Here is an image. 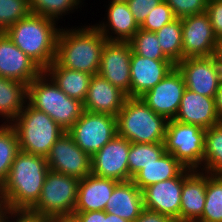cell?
<instances>
[{"instance_id": "cell-1", "label": "cell", "mask_w": 222, "mask_h": 222, "mask_svg": "<svg viewBox=\"0 0 222 222\" xmlns=\"http://www.w3.org/2000/svg\"><path fill=\"white\" fill-rule=\"evenodd\" d=\"M48 171L46 157L20 150L0 186V203L12 211H29L40 197Z\"/></svg>"}, {"instance_id": "cell-2", "label": "cell", "mask_w": 222, "mask_h": 222, "mask_svg": "<svg viewBox=\"0 0 222 222\" xmlns=\"http://www.w3.org/2000/svg\"><path fill=\"white\" fill-rule=\"evenodd\" d=\"M76 26L60 28L55 61L61 67L96 75L108 40L94 25Z\"/></svg>"}, {"instance_id": "cell-3", "label": "cell", "mask_w": 222, "mask_h": 222, "mask_svg": "<svg viewBox=\"0 0 222 222\" xmlns=\"http://www.w3.org/2000/svg\"><path fill=\"white\" fill-rule=\"evenodd\" d=\"M51 18L30 13L10 26L5 34L43 71L55 60L61 26Z\"/></svg>"}, {"instance_id": "cell-4", "label": "cell", "mask_w": 222, "mask_h": 222, "mask_svg": "<svg viewBox=\"0 0 222 222\" xmlns=\"http://www.w3.org/2000/svg\"><path fill=\"white\" fill-rule=\"evenodd\" d=\"M27 102L68 131L84 112L83 102L67 96L43 71L27 86Z\"/></svg>"}, {"instance_id": "cell-5", "label": "cell", "mask_w": 222, "mask_h": 222, "mask_svg": "<svg viewBox=\"0 0 222 222\" xmlns=\"http://www.w3.org/2000/svg\"><path fill=\"white\" fill-rule=\"evenodd\" d=\"M116 118L117 135L131 143L164 142L168 120L141 98L127 97Z\"/></svg>"}, {"instance_id": "cell-6", "label": "cell", "mask_w": 222, "mask_h": 222, "mask_svg": "<svg viewBox=\"0 0 222 222\" xmlns=\"http://www.w3.org/2000/svg\"><path fill=\"white\" fill-rule=\"evenodd\" d=\"M10 124L17 132L21 151L44 157L66 132L47 113L33 108L28 102Z\"/></svg>"}, {"instance_id": "cell-7", "label": "cell", "mask_w": 222, "mask_h": 222, "mask_svg": "<svg viewBox=\"0 0 222 222\" xmlns=\"http://www.w3.org/2000/svg\"><path fill=\"white\" fill-rule=\"evenodd\" d=\"M80 179L49 170L37 203L28 211L55 221L72 218Z\"/></svg>"}, {"instance_id": "cell-8", "label": "cell", "mask_w": 222, "mask_h": 222, "mask_svg": "<svg viewBox=\"0 0 222 222\" xmlns=\"http://www.w3.org/2000/svg\"><path fill=\"white\" fill-rule=\"evenodd\" d=\"M206 130L196 125L169 120L164 139L165 152L184 167L200 170L203 164Z\"/></svg>"}, {"instance_id": "cell-9", "label": "cell", "mask_w": 222, "mask_h": 222, "mask_svg": "<svg viewBox=\"0 0 222 222\" xmlns=\"http://www.w3.org/2000/svg\"><path fill=\"white\" fill-rule=\"evenodd\" d=\"M67 132L78 147L93 156L117 135V118L84 110Z\"/></svg>"}, {"instance_id": "cell-10", "label": "cell", "mask_w": 222, "mask_h": 222, "mask_svg": "<svg viewBox=\"0 0 222 222\" xmlns=\"http://www.w3.org/2000/svg\"><path fill=\"white\" fill-rule=\"evenodd\" d=\"M175 67L182 74L187 89L215 98L222 81V71L214 56L185 58Z\"/></svg>"}, {"instance_id": "cell-11", "label": "cell", "mask_w": 222, "mask_h": 222, "mask_svg": "<svg viewBox=\"0 0 222 222\" xmlns=\"http://www.w3.org/2000/svg\"><path fill=\"white\" fill-rule=\"evenodd\" d=\"M49 170L83 179L91 174V156L76 145L72 136L64 132L46 156Z\"/></svg>"}, {"instance_id": "cell-12", "label": "cell", "mask_w": 222, "mask_h": 222, "mask_svg": "<svg viewBox=\"0 0 222 222\" xmlns=\"http://www.w3.org/2000/svg\"><path fill=\"white\" fill-rule=\"evenodd\" d=\"M183 59L212 57L218 38L206 12L181 18Z\"/></svg>"}, {"instance_id": "cell-13", "label": "cell", "mask_w": 222, "mask_h": 222, "mask_svg": "<svg viewBox=\"0 0 222 222\" xmlns=\"http://www.w3.org/2000/svg\"><path fill=\"white\" fill-rule=\"evenodd\" d=\"M131 142L116 135L91 156V174L119 182L129 181L128 153Z\"/></svg>"}, {"instance_id": "cell-14", "label": "cell", "mask_w": 222, "mask_h": 222, "mask_svg": "<svg viewBox=\"0 0 222 222\" xmlns=\"http://www.w3.org/2000/svg\"><path fill=\"white\" fill-rule=\"evenodd\" d=\"M132 49L129 42L107 41L98 74L130 97Z\"/></svg>"}, {"instance_id": "cell-15", "label": "cell", "mask_w": 222, "mask_h": 222, "mask_svg": "<svg viewBox=\"0 0 222 222\" xmlns=\"http://www.w3.org/2000/svg\"><path fill=\"white\" fill-rule=\"evenodd\" d=\"M185 88L183 76L175 67L140 98L158 115L165 117L168 121L174 120Z\"/></svg>"}, {"instance_id": "cell-16", "label": "cell", "mask_w": 222, "mask_h": 222, "mask_svg": "<svg viewBox=\"0 0 222 222\" xmlns=\"http://www.w3.org/2000/svg\"><path fill=\"white\" fill-rule=\"evenodd\" d=\"M184 170L175 178L160 181L142 190L145 209L159 212L180 222L181 192Z\"/></svg>"}, {"instance_id": "cell-17", "label": "cell", "mask_w": 222, "mask_h": 222, "mask_svg": "<svg viewBox=\"0 0 222 222\" xmlns=\"http://www.w3.org/2000/svg\"><path fill=\"white\" fill-rule=\"evenodd\" d=\"M43 70L23 53L5 34L0 33V76L20 81L27 86Z\"/></svg>"}, {"instance_id": "cell-18", "label": "cell", "mask_w": 222, "mask_h": 222, "mask_svg": "<svg viewBox=\"0 0 222 222\" xmlns=\"http://www.w3.org/2000/svg\"><path fill=\"white\" fill-rule=\"evenodd\" d=\"M175 68L170 60H152L132 51L130 97L140 98Z\"/></svg>"}, {"instance_id": "cell-19", "label": "cell", "mask_w": 222, "mask_h": 222, "mask_svg": "<svg viewBox=\"0 0 222 222\" xmlns=\"http://www.w3.org/2000/svg\"><path fill=\"white\" fill-rule=\"evenodd\" d=\"M174 120L208 129L221 123L215 98L203 96L185 88Z\"/></svg>"}, {"instance_id": "cell-20", "label": "cell", "mask_w": 222, "mask_h": 222, "mask_svg": "<svg viewBox=\"0 0 222 222\" xmlns=\"http://www.w3.org/2000/svg\"><path fill=\"white\" fill-rule=\"evenodd\" d=\"M126 98L123 91L96 74L90 79L83 107L85 111L117 116Z\"/></svg>"}, {"instance_id": "cell-21", "label": "cell", "mask_w": 222, "mask_h": 222, "mask_svg": "<svg viewBox=\"0 0 222 222\" xmlns=\"http://www.w3.org/2000/svg\"><path fill=\"white\" fill-rule=\"evenodd\" d=\"M207 172L184 169L180 222H196L203 214L206 200Z\"/></svg>"}, {"instance_id": "cell-22", "label": "cell", "mask_w": 222, "mask_h": 222, "mask_svg": "<svg viewBox=\"0 0 222 222\" xmlns=\"http://www.w3.org/2000/svg\"><path fill=\"white\" fill-rule=\"evenodd\" d=\"M106 17L93 24L108 41L128 42L140 29L127 2H108ZM107 18V19H106Z\"/></svg>"}, {"instance_id": "cell-23", "label": "cell", "mask_w": 222, "mask_h": 222, "mask_svg": "<svg viewBox=\"0 0 222 222\" xmlns=\"http://www.w3.org/2000/svg\"><path fill=\"white\" fill-rule=\"evenodd\" d=\"M119 181L93 174L80 179L74 212L105 211L114 187Z\"/></svg>"}, {"instance_id": "cell-24", "label": "cell", "mask_w": 222, "mask_h": 222, "mask_svg": "<svg viewBox=\"0 0 222 222\" xmlns=\"http://www.w3.org/2000/svg\"><path fill=\"white\" fill-rule=\"evenodd\" d=\"M144 209L142 191L132 180L119 182L107 201L106 213L134 222Z\"/></svg>"}, {"instance_id": "cell-25", "label": "cell", "mask_w": 222, "mask_h": 222, "mask_svg": "<svg viewBox=\"0 0 222 222\" xmlns=\"http://www.w3.org/2000/svg\"><path fill=\"white\" fill-rule=\"evenodd\" d=\"M44 72L67 96L84 102L92 75L61 67L55 60Z\"/></svg>"}, {"instance_id": "cell-26", "label": "cell", "mask_w": 222, "mask_h": 222, "mask_svg": "<svg viewBox=\"0 0 222 222\" xmlns=\"http://www.w3.org/2000/svg\"><path fill=\"white\" fill-rule=\"evenodd\" d=\"M185 168L172 154L165 152L155 162L144 166L132 181L142 191L152 184L177 177Z\"/></svg>"}, {"instance_id": "cell-27", "label": "cell", "mask_w": 222, "mask_h": 222, "mask_svg": "<svg viewBox=\"0 0 222 222\" xmlns=\"http://www.w3.org/2000/svg\"><path fill=\"white\" fill-rule=\"evenodd\" d=\"M27 102V85L0 76V123L10 124Z\"/></svg>"}, {"instance_id": "cell-28", "label": "cell", "mask_w": 222, "mask_h": 222, "mask_svg": "<svg viewBox=\"0 0 222 222\" xmlns=\"http://www.w3.org/2000/svg\"><path fill=\"white\" fill-rule=\"evenodd\" d=\"M200 171L222 176V122L206 129L203 164Z\"/></svg>"}, {"instance_id": "cell-29", "label": "cell", "mask_w": 222, "mask_h": 222, "mask_svg": "<svg viewBox=\"0 0 222 222\" xmlns=\"http://www.w3.org/2000/svg\"><path fill=\"white\" fill-rule=\"evenodd\" d=\"M155 34L159 40L163 54L173 64L176 65L183 60L181 18H176L171 23L164 25Z\"/></svg>"}, {"instance_id": "cell-30", "label": "cell", "mask_w": 222, "mask_h": 222, "mask_svg": "<svg viewBox=\"0 0 222 222\" xmlns=\"http://www.w3.org/2000/svg\"><path fill=\"white\" fill-rule=\"evenodd\" d=\"M164 153V142L131 143L128 153L129 181L132 180L144 166L155 162Z\"/></svg>"}, {"instance_id": "cell-31", "label": "cell", "mask_w": 222, "mask_h": 222, "mask_svg": "<svg viewBox=\"0 0 222 222\" xmlns=\"http://www.w3.org/2000/svg\"><path fill=\"white\" fill-rule=\"evenodd\" d=\"M85 0H28L30 12L57 22L82 8ZM75 10V11H74ZM64 17V19L62 18Z\"/></svg>"}, {"instance_id": "cell-32", "label": "cell", "mask_w": 222, "mask_h": 222, "mask_svg": "<svg viewBox=\"0 0 222 222\" xmlns=\"http://www.w3.org/2000/svg\"><path fill=\"white\" fill-rule=\"evenodd\" d=\"M19 151V140L15 128L11 124L0 123V186L7 179Z\"/></svg>"}, {"instance_id": "cell-33", "label": "cell", "mask_w": 222, "mask_h": 222, "mask_svg": "<svg viewBox=\"0 0 222 222\" xmlns=\"http://www.w3.org/2000/svg\"><path fill=\"white\" fill-rule=\"evenodd\" d=\"M196 222H222V176L207 173L203 214Z\"/></svg>"}, {"instance_id": "cell-34", "label": "cell", "mask_w": 222, "mask_h": 222, "mask_svg": "<svg viewBox=\"0 0 222 222\" xmlns=\"http://www.w3.org/2000/svg\"><path fill=\"white\" fill-rule=\"evenodd\" d=\"M134 53L152 60H169L162 52L154 32L139 29L128 41Z\"/></svg>"}, {"instance_id": "cell-35", "label": "cell", "mask_w": 222, "mask_h": 222, "mask_svg": "<svg viewBox=\"0 0 222 222\" xmlns=\"http://www.w3.org/2000/svg\"><path fill=\"white\" fill-rule=\"evenodd\" d=\"M28 0H0V32L30 14Z\"/></svg>"}, {"instance_id": "cell-36", "label": "cell", "mask_w": 222, "mask_h": 222, "mask_svg": "<svg viewBox=\"0 0 222 222\" xmlns=\"http://www.w3.org/2000/svg\"><path fill=\"white\" fill-rule=\"evenodd\" d=\"M176 19L172 9L168 6L165 0L158 4L146 17L140 25V29L156 32L164 25L171 23Z\"/></svg>"}, {"instance_id": "cell-37", "label": "cell", "mask_w": 222, "mask_h": 222, "mask_svg": "<svg viewBox=\"0 0 222 222\" xmlns=\"http://www.w3.org/2000/svg\"><path fill=\"white\" fill-rule=\"evenodd\" d=\"M176 18L206 12L209 0H165Z\"/></svg>"}, {"instance_id": "cell-38", "label": "cell", "mask_w": 222, "mask_h": 222, "mask_svg": "<svg viewBox=\"0 0 222 222\" xmlns=\"http://www.w3.org/2000/svg\"><path fill=\"white\" fill-rule=\"evenodd\" d=\"M163 0H127V4L139 26L148 14Z\"/></svg>"}, {"instance_id": "cell-39", "label": "cell", "mask_w": 222, "mask_h": 222, "mask_svg": "<svg viewBox=\"0 0 222 222\" xmlns=\"http://www.w3.org/2000/svg\"><path fill=\"white\" fill-rule=\"evenodd\" d=\"M210 23L217 38L222 37V0H209L206 7Z\"/></svg>"}, {"instance_id": "cell-40", "label": "cell", "mask_w": 222, "mask_h": 222, "mask_svg": "<svg viewBox=\"0 0 222 222\" xmlns=\"http://www.w3.org/2000/svg\"><path fill=\"white\" fill-rule=\"evenodd\" d=\"M75 222H106V211L74 212Z\"/></svg>"}, {"instance_id": "cell-41", "label": "cell", "mask_w": 222, "mask_h": 222, "mask_svg": "<svg viewBox=\"0 0 222 222\" xmlns=\"http://www.w3.org/2000/svg\"><path fill=\"white\" fill-rule=\"evenodd\" d=\"M134 222H175L171 217L154 212L148 209H143L140 216Z\"/></svg>"}, {"instance_id": "cell-42", "label": "cell", "mask_w": 222, "mask_h": 222, "mask_svg": "<svg viewBox=\"0 0 222 222\" xmlns=\"http://www.w3.org/2000/svg\"><path fill=\"white\" fill-rule=\"evenodd\" d=\"M9 222H52L46 218L34 215L28 211H15L10 217Z\"/></svg>"}, {"instance_id": "cell-43", "label": "cell", "mask_w": 222, "mask_h": 222, "mask_svg": "<svg viewBox=\"0 0 222 222\" xmlns=\"http://www.w3.org/2000/svg\"><path fill=\"white\" fill-rule=\"evenodd\" d=\"M215 106L218 116L222 121V81L215 95Z\"/></svg>"}, {"instance_id": "cell-44", "label": "cell", "mask_w": 222, "mask_h": 222, "mask_svg": "<svg viewBox=\"0 0 222 222\" xmlns=\"http://www.w3.org/2000/svg\"><path fill=\"white\" fill-rule=\"evenodd\" d=\"M14 212L5 204L0 203V222H9V217Z\"/></svg>"}, {"instance_id": "cell-45", "label": "cell", "mask_w": 222, "mask_h": 222, "mask_svg": "<svg viewBox=\"0 0 222 222\" xmlns=\"http://www.w3.org/2000/svg\"><path fill=\"white\" fill-rule=\"evenodd\" d=\"M214 57H215L217 64L219 65V67L222 71V37L218 38Z\"/></svg>"}, {"instance_id": "cell-46", "label": "cell", "mask_w": 222, "mask_h": 222, "mask_svg": "<svg viewBox=\"0 0 222 222\" xmlns=\"http://www.w3.org/2000/svg\"><path fill=\"white\" fill-rule=\"evenodd\" d=\"M106 222H129V221L122 219L117 215L106 213Z\"/></svg>"}, {"instance_id": "cell-47", "label": "cell", "mask_w": 222, "mask_h": 222, "mask_svg": "<svg viewBox=\"0 0 222 222\" xmlns=\"http://www.w3.org/2000/svg\"><path fill=\"white\" fill-rule=\"evenodd\" d=\"M52 222H75L72 218H62V219H57Z\"/></svg>"}, {"instance_id": "cell-48", "label": "cell", "mask_w": 222, "mask_h": 222, "mask_svg": "<svg viewBox=\"0 0 222 222\" xmlns=\"http://www.w3.org/2000/svg\"><path fill=\"white\" fill-rule=\"evenodd\" d=\"M108 2H127V0H108Z\"/></svg>"}]
</instances>
